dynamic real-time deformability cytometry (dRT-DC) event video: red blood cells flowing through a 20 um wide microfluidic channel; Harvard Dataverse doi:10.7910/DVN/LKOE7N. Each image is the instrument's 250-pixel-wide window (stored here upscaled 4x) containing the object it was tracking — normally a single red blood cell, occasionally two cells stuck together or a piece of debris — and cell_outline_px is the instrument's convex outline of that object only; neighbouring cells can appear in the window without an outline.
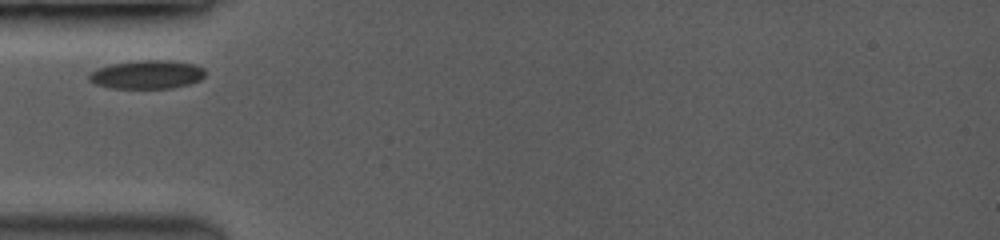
{"species": "common noctule bat (a hibernating species)", "species_latin": "Nyctalus noctula", "temperature_condition": "room temperature", "stored_images_in_passage": 10, "camera_frame_rate_fps": 3500, "um_per_image_px": 0.085, "animal": {"sex": "female", "body_mass_g": 19.0, "forearm_length_mm": 53.3}, "frame": {"image": 1, "passage_image": 1, "time_ms": 0.0, "image_size_px": [1000, 240], "cell_outline_px": [[204, 76], [200, 80], [188, 84], [172, 88], [112, 88], [96, 84], [88, 80], [88, 72], [96, 68], [112, 64], [136, 60], [172, 60], [196, 64], [204, 68]], "centroid_in_image_um": [12.48, 6.32], "position_along_channel_um": 72.5, "area_um2": 19.54}}
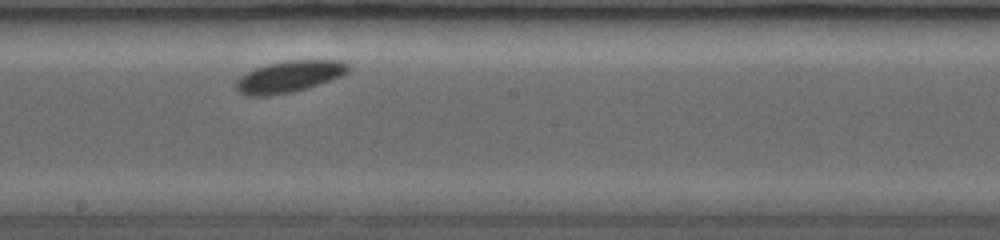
{"frame": {"image": 2, "passage_image": 5, "time_ms": 4.0, "image_size_px": [1000, 240], "cell_outline_px": [[348, 72], [340, 76], [304, 88], [288, 92], [256, 96], [240, 92], [236, 88], [236, 80], [240, 76], [256, 68], [268, 64], [288, 60], [344, 60], [348, 64]], "centroid_in_image_um": [24.59, 6.47], "position_along_channel_um": 223.6, "area_um2": 19.88}}
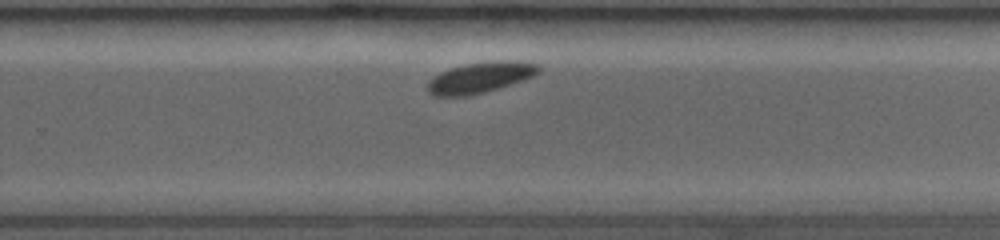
{"frame": {"image": 3, "passage_image": 9, "time_ms": 5.714, "image_size_px": [1000, 240], "cell_outline_px": [[540, 72], [532, 76], [484, 92], [464, 96], [436, 96], [428, 92], [428, 80], [452, 68], [468, 64], [536, 64], [540, 68]], "centroid_in_image_um": [40.68, 6.67], "position_along_channel_um": 289.1, "area_um2": 18.03}}